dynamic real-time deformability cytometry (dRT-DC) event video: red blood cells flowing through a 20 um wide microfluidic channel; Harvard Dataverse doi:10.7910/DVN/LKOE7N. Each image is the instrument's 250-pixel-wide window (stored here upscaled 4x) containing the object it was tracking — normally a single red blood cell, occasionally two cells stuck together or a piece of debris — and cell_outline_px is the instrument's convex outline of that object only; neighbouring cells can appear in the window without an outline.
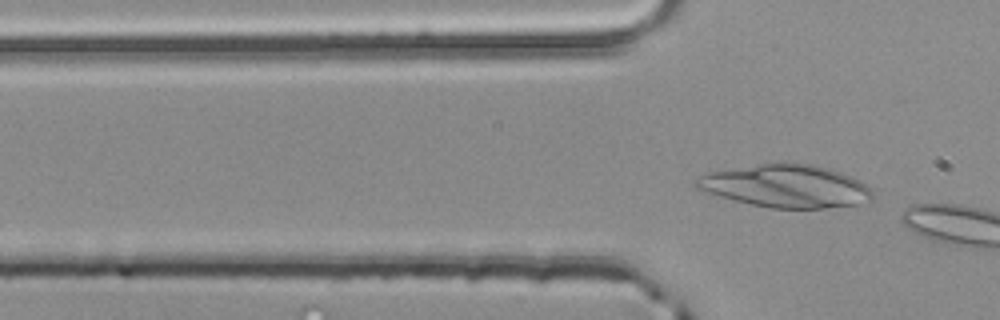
{"species": "common noctule bat (a hibernating species)", "species_latin": "Nyctalus noctula", "temperature_condition": "room temperature", "stored_images_in_passage": 2, "camera_frame_rate_fps": 3000, "um_per_image_px": 0.085, "animal": {"sex": "male", "body_mass_g": 20.4}, "frame": {"image": 1, "passage_image": 2, "time_ms": 0.333, "image_size_px": [1000, 320], "cell_outline_px": [[872, 200], [860, 204], [824, 208], [768, 208], [720, 196], [696, 188], [692, 184], [692, 180], [704, 172], [776, 160], [788, 160], [816, 164], [832, 168], [852, 176], [860, 180], [872, 192]], "centroid_in_image_um": [66.76, 15.76], "position_along_channel_um": 59.0, "area_um2": 45.26}}